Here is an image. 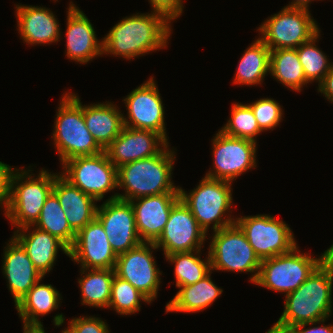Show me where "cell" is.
<instances>
[{
	"label": "cell",
	"mask_w": 333,
	"mask_h": 333,
	"mask_svg": "<svg viewBox=\"0 0 333 333\" xmlns=\"http://www.w3.org/2000/svg\"><path fill=\"white\" fill-rule=\"evenodd\" d=\"M16 168H11L8 164L0 161V207L6 211L11 189V178Z\"/></svg>",
	"instance_id": "cell-40"
},
{
	"label": "cell",
	"mask_w": 333,
	"mask_h": 333,
	"mask_svg": "<svg viewBox=\"0 0 333 333\" xmlns=\"http://www.w3.org/2000/svg\"><path fill=\"white\" fill-rule=\"evenodd\" d=\"M52 192L57 196L70 227L77 233L96 218V199L57 175Z\"/></svg>",
	"instance_id": "cell-23"
},
{
	"label": "cell",
	"mask_w": 333,
	"mask_h": 333,
	"mask_svg": "<svg viewBox=\"0 0 333 333\" xmlns=\"http://www.w3.org/2000/svg\"><path fill=\"white\" fill-rule=\"evenodd\" d=\"M32 228V231H28ZM13 237L26 250L33 265L43 276L53 269L59 249L69 256V249L60 240L34 226L14 231Z\"/></svg>",
	"instance_id": "cell-24"
},
{
	"label": "cell",
	"mask_w": 333,
	"mask_h": 333,
	"mask_svg": "<svg viewBox=\"0 0 333 333\" xmlns=\"http://www.w3.org/2000/svg\"><path fill=\"white\" fill-rule=\"evenodd\" d=\"M319 29L309 9L284 6L257 30L262 34L259 38L273 50L298 48L317 35Z\"/></svg>",
	"instance_id": "cell-9"
},
{
	"label": "cell",
	"mask_w": 333,
	"mask_h": 333,
	"mask_svg": "<svg viewBox=\"0 0 333 333\" xmlns=\"http://www.w3.org/2000/svg\"><path fill=\"white\" fill-rule=\"evenodd\" d=\"M211 272L197 283L179 287L177 294L166 304V312H199L216 301L223 290L211 280Z\"/></svg>",
	"instance_id": "cell-26"
},
{
	"label": "cell",
	"mask_w": 333,
	"mask_h": 333,
	"mask_svg": "<svg viewBox=\"0 0 333 333\" xmlns=\"http://www.w3.org/2000/svg\"><path fill=\"white\" fill-rule=\"evenodd\" d=\"M320 35L319 32L311 40L297 48L299 61L304 69L306 80L310 83L316 80L320 84L326 74L333 68V62H329L326 54L316 46Z\"/></svg>",
	"instance_id": "cell-33"
},
{
	"label": "cell",
	"mask_w": 333,
	"mask_h": 333,
	"mask_svg": "<svg viewBox=\"0 0 333 333\" xmlns=\"http://www.w3.org/2000/svg\"><path fill=\"white\" fill-rule=\"evenodd\" d=\"M314 0H292V2L287 5V7H295V8H305L309 9V3Z\"/></svg>",
	"instance_id": "cell-42"
},
{
	"label": "cell",
	"mask_w": 333,
	"mask_h": 333,
	"mask_svg": "<svg viewBox=\"0 0 333 333\" xmlns=\"http://www.w3.org/2000/svg\"><path fill=\"white\" fill-rule=\"evenodd\" d=\"M200 252L201 250L177 252L165 256L166 260L175 264L174 274L177 288L197 283L211 271L209 253L204 261L199 255Z\"/></svg>",
	"instance_id": "cell-32"
},
{
	"label": "cell",
	"mask_w": 333,
	"mask_h": 333,
	"mask_svg": "<svg viewBox=\"0 0 333 333\" xmlns=\"http://www.w3.org/2000/svg\"><path fill=\"white\" fill-rule=\"evenodd\" d=\"M318 92L324 94V96L333 103V68L326 74L323 81L318 84Z\"/></svg>",
	"instance_id": "cell-41"
},
{
	"label": "cell",
	"mask_w": 333,
	"mask_h": 333,
	"mask_svg": "<svg viewBox=\"0 0 333 333\" xmlns=\"http://www.w3.org/2000/svg\"><path fill=\"white\" fill-rule=\"evenodd\" d=\"M179 200V193H162L129 201L134 210L136 229L142 242L154 243L159 238L172 207Z\"/></svg>",
	"instance_id": "cell-19"
},
{
	"label": "cell",
	"mask_w": 333,
	"mask_h": 333,
	"mask_svg": "<svg viewBox=\"0 0 333 333\" xmlns=\"http://www.w3.org/2000/svg\"><path fill=\"white\" fill-rule=\"evenodd\" d=\"M61 175L72 185L100 201L105 193L118 189L117 168L106 151L65 161Z\"/></svg>",
	"instance_id": "cell-11"
},
{
	"label": "cell",
	"mask_w": 333,
	"mask_h": 333,
	"mask_svg": "<svg viewBox=\"0 0 333 333\" xmlns=\"http://www.w3.org/2000/svg\"><path fill=\"white\" fill-rule=\"evenodd\" d=\"M152 249H158L154 243L141 242L127 252L117 255L114 267L115 275L132 284L150 303L157 298L162 275L156 267Z\"/></svg>",
	"instance_id": "cell-13"
},
{
	"label": "cell",
	"mask_w": 333,
	"mask_h": 333,
	"mask_svg": "<svg viewBox=\"0 0 333 333\" xmlns=\"http://www.w3.org/2000/svg\"><path fill=\"white\" fill-rule=\"evenodd\" d=\"M87 129L97 144L105 150L124 128L123 114L112 102L84 105Z\"/></svg>",
	"instance_id": "cell-25"
},
{
	"label": "cell",
	"mask_w": 333,
	"mask_h": 333,
	"mask_svg": "<svg viewBox=\"0 0 333 333\" xmlns=\"http://www.w3.org/2000/svg\"><path fill=\"white\" fill-rule=\"evenodd\" d=\"M206 232L192 215L190 209L180 199L171 209L169 219L159 236L154 242L161 248L164 255L177 252H190L201 250L206 241Z\"/></svg>",
	"instance_id": "cell-15"
},
{
	"label": "cell",
	"mask_w": 333,
	"mask_h": 333,
	"mask_svg": "<svg viewBox=\"0 0 333 333\" xmlns=\"http://www.w3.org/2000/svg\"><path fill=\"white\" fill-rule=\"evenodd\" d=\"M213 168L206 177L229 182L255 168L257 142L249 139L231 137L218 130L212 139Z\"/></svg>",
	"instance_id": "cell-12"
},
{
	"label": "cell",
	"mask_w": 333,
	"mask_h": 333,
	"mask_svg": "<svg viewBox=\"0 0 333 333\" xmlns=\"http://www.w3.org/2000/svg\"><path fill=\"white\" fill-rule=\"evenodd\" d=\"M81 278L78 283L81 289L82 305L97 308H108L111 297V285L115 275L114 269L80 268ZM82 274H85L82 276Z\"/></svg>",
	"instance_id": "cell-30"
},
{
	"label": "cell",
	"mask_w": 333,
	"mask_h": 333,
	"mask_svg": "<svg viewBox=\"0 0 333 333\" xmlns=\"http://www.w3.org/2000/svg\"><path fill=\"white\" fill-rule=\"evenodd\" d=\"M40 281L16 305L24 326H43L39 316L57 309L62 298L59 291L51 284H39ZM61 296V297H60Z\"/></svg>",
	"instance_id": "cell-27"
},
{
	"label": "cell",
	"mask_w": 333,
	"mask_h": 333,
	"mask_svg": "<svg viewBox=\"0 0 333 333\" xmlns=\"http://www.w3.org/2000/svg\"><path fill=\"white\" fill-rule=\"evenodd\" d=\"M96 219L102 224L116 255L127 252L142 242L136 229L134 210L129 201L106 200L97 207Z\"/></svg>",
	"instance_id": "cell-16"
},
{
	"label": "cell",
	"mask_w": 333,
	"mask_h": 333,
	"mask_svg": "<svg viewBox=\"0 0 333 333\" xmlns=\"http://www.w3.org/2000/svg\"><path fill=\"white\" fill-rule=\"evenodd\" d=\"M228 122L220 130L231 137L249 139L256 142L262 132L257 124L251 107L247 104H232Z\"/></svg>",
	"instance_id": "cell-34"
},
{
	"label": "cell",
	"mask_w": 333,
	"mask_h": 333,
	"mask_svg": "<svg viewBox=\"0 0 333 333\" xmlns=\"http://www.w3.org/2000/svg\"><path fill=\"white\" fill-rule=\"evenodd\" d=\"M62 97L52 133L61 164L75 157L96 155L104 151L87 129L79 96L65 92Z\"/></svg>",
	"instance_id": "cell-4"
},
{
	"label": "cell",
	"mask_w": 333,
	"mask_h": 333,
	"mask_svg": "<svg viewBox=\"0 0 333 333\" xmlns=\"http://www.w3.org/2000/svg\"><path fill=\"white\" fill-rule=\"evenodd\" d=\"M300 252L296 246L288 253L262 260L254 284L285 295L290 294L333 252V244L319 258Z\"/></svg>",
	"instance_id": "cell-7"
},
{
	"label": "cell",
	"mask_w": 333,
	"mask_h": 333,
	"mask_svg": "<svg viewBox=\"0 0 333 333\" xmlns=\"http://www.w3.org/2000/svg\"><path fill=\"white\" fill-rule=\"evenodd\" d=\"M30 171L16 169L11 178L10 199L4 215L17 230L33 226L38 221L58 175L41 169L35 177Z\"/></svg>",
	"instance_id": "cell-5"
},
{
	"label": "cell",
	"mask_w": 333,
	"mask_h": 333,
	"mask_svg": "<svg viewBox=\"0 0 333 333\" xmlns=\"http://www.w3.org/2000/svg\"><path fill=\"white\" fill-rule=\"evenodd\" d=\"M168 144L157 155L139 159L117 168L118 188L125 194L115 193L107 200L131 201L140 197L162 193H179L172 179L175 151Z\"/></svg>",
	"instance_id": "cell-3"
},
{
	"label": "cell",
	"mask_w": 333,
	"mask_h": 333,
	"mask_svg": "<svg viewBox=\"0 0 333 333\" xmlns=\"http://www.w3.org/2000/svg\"><path fill=\"white\" fill-rule=\"evenodd\" d=\"M168 144L154 131L124 126L105 151L113 165L119 168L124 164L155 156Z\"/></svg>",
	"instance_id": "cell-18"
},
{
	"label": "cell",
	"mask_w": 333,
	"mask_h": 333,
	"mask_svg": "<svg viewBox=\"0 0 333 333\" xmlns=\"http://www.w3.org/2000/svg\"><path fill=\"white\" fill-rule=\"evenodd\" d=\"M277 81L292 91L301 92L306 80L297 48L273 49L270 52V72Z\"/></svg>",
	"instance_id": "cell-29"
},
{
	"label": "cell",
	"mask_w": 333,
	"mask_h": 333,
	"mask_svg": "<svg viewBox=\"0 0 333 333\" xmlns=\"http://www.w3.org/2000/svg\"><path fill=\"white\" fill-rule=\"evenodd\" d=\"M23 333H45L43 326H23Z\"/></svg>",
	"instance_id": "cell-43"
},
{
	"label": "cell",
	"mask_w": 333,
	"mask_h": 333,
	"mask_svg": "<svg viewBox=\"0 0 333 333\" xmlns=\"http://www.w3.org/2000/svg\"><path fill=\"white\" fill-rule=\"evenodd\" d=\"M140 301L150 304L132 284L114 275L108 308L114 309L120 315H130L140 311Z\"/></svg>",
	"instance_id": "cell-35"
},
{
	"label": "cell",
	"mask_w": 333,
	"mask_h": 333,
	"mask_svg": "<svg viewBox=\"0 0 333 333\" xmlns=\"http://www.w3.org/2000/svg\"><path fill=\"white\" fill-rule=\"evenodd\" d=\"M235 219L260 261L288 253L297 246L292 230L283 220L267 214Z\"/></svg>",
	"instance_id": "cell-10"
},
{
	"label": "cell",
	"mask_w": 333,
	"mask_h": 333,
	"mask_svg": "<svg viewBox=\"0 0 333 333\" xmlns=\"http://www.w3.org/2000/svg\"><path fill=\"white\" fill-rule=\"evenodd\" d=\"M69 257L85 269H114L117 260L104 228L96 218L76 233Z\"/></svg>",
	"instance_id": "cell-17"
},
{
	"label": "cell",
	"mask_w": 333,
	"mask_h": 333,
	"mask_svg": "<svg viewBox=\"0 0 333 333\" xmlns=\"http://www.w3.org/2000/svg\"><path fill=\"white\" fill-rule=\"evenodd\" d=\"M248 105L251 107L262 132L273 130L280 124L284 113L280 104L273 98H260Z\"/></svg>",
	"instance_id": "cell-36"
},
{
	"label": "cell",
	"mask_w": 333,
	"mask_h": 333,
	"mask_svg": "<svg viewBox=\"0 0 333 333\" xmlns=\"http://www.w3.org/2000/svg\"><path fill=\"white\" fill-rule=\"evenodd\" d=\"M231 183L204 176L198 186L188 194L179 187L180 199L190 209L206 234L210 224H213L211 229L214 232L235 223L236 219L228 214L233 204Z\"/></svg>",
	"instance_id": "cell-6"
},
{
	"label": "cell",
	"mask_w": 333,
	"mask_h": 333,
	"mask_svg": "<svg viewBox=\"0 0 333 333\" xmlns=\"http://www.w3.org/2000/svg\"><path fill=\"white\" fill-rule=\"evenodd\" d=\"M103 37V54L132 59L166 48L171 22L161 13H136L122 18Z\"/></svg>",
	"instance_id": "cell-1"
},
{
	"label": "cell",
	"mask_w": 333,
	"mask_h": 333,
	"mask_svg": "<svg viewBox=\"0 0 333 333\" xmlns=\"http://www.w3.org/2000/svg\"><path fill=\"white\" fill-rule=\"evenodd\" d=\"M153 12L163 14L170 22L183 12V0H149Z\"/></svg>",
	"instance_id": "cell-38"
},
{
	"label": "cell",
	"mask_w": 333,
	"mask_h": 333,
	"mask_svg": "<svg viewBox=\"0 0 333 333\" xmlns=\"http://www.w3.org/2000/svg\"><path fill=\"white\" fill-rule=\"evenodd\" d=\"M269 47L260 39H256L244 52L236 68L233 84L247 86L260 84L270 72Z\"/></svg>",
	"instance_id": "cell-28"
},
{
	"label": "cell",
	"mask_w": 333,
	"mask_h": 333,
	"mask_svg": "<svg viewBox=\"0 0 333 333\" xmlns=\"http://www.w3.org/2000/svg\"><path fill=\"white\" fill-rule=\"evenodd\" d=\"M333 252L295 291L285 296L284 311L272 327L329 319L332 314Z\"/></svg>",
	"instance_id": "cell-2"
},
{
	"label": "cell",
	"mask_w": 333,
	"mask_h": 333,
	"mask_svg": "<svg viewBox=\"0 0 333 333\" xmlns=\"http://www.w3.org/2000/svg\"><path fill=\"white\" fill-rule=\"evenodd\" d=\"M123 101L128 110V117L123 116L124 126L154 131L168 142L163 102L153 77L136 87Z\"/></svg>",
	"instance_id": "cell-14"
},
{
	"label": "cell",
	"mask_w": 333,
	"mask_h": 333,
	"mask_svg": "<svg viewBox=\"0 0 333 333\" xmlns=\"http://www.w3.org/2000/svg\"><path fill=\"white\" fill-rule=\"evenodd\" d=\"M208 253L211 271L250 272L255 283L261 261L236 223L214 231Z\"/></svg>",
	"instance_id": "cell-8"
},
{
	"label": "cell",
	"mask_w": 333,
	"mask_h": 333,
	"mask_svg": "<svg viewBox=\"0 0 333 333\" xmlns=\"http://www.w3.org/2000/svg\"><path fill=\"white\" fill-rule=\"evenodd\" d=\"M64 333H110L108 325L101 318L80 316L72 318Z\"/></svg>",
	"instance_id": "cell-37"
},
{
	"label": "cell",
	"mask_w": 333,
	"mask_h": 333,
	"mask_svg": "<svg viewBox=\"0 0 333 333\" xmlns=\"http://www.w3.org/2000/svg\"><path fill=\"white\" fill-rule=\"evenodd\" d=\"M326 319L314 323H303L289 327H271L266 333H333V325H325ZM323 323V326H313L305 328L308 325H317ZM305 328V329H303Z\"/></svg>",
	"instance_id": "cell-39"
},
{
	"label": "cell",
	"mask_w": 333,
	"mask_h": 333,
	"mask_svg": "<svg viewBox=\"0 0 333 333\" xmlns=\"http://www.w3.org/2000/svg\"><path fill=\"white\" fill-rule=\"evenodd\" d=\"M4 247L2 272L7 278L8 288L13 295L15 306L44 276L36 269L26 250L12 236Z\"/></svg>",
	"instance_id": "cell-21"
},
{
	"label": "cell",
	"mask_w": 333,
	"mask_h": 333,
	"mask_svg": "<svg viewBox=\"0 0 333 333\" xmlns=\"http://www.w3.org/2000/svg\"><path fill=\"white\" fill-rule=\"evenodd\" d=\"M67 9L66 56L86 64L103 54V40L98 41L93 25L78 6L70 2Z\"/></svg>",
	"instance_id": "cell-20"
},
{
	"label": "cell",
	"mask_w": 333,
	"mask_h": 333,
	"mask_svg": "<svg viewBox=\"0 0 333 333\" xmlns=\"http://www.w3.org/2000/svg\"><path fill=\"white\" fill-rule=\"evenodd\" d=\"M34 226L56 237L68 249L74 244L76 232L70 227L65 212L53 192L46 198L40 217Z\"/></svg>",
	"instance_id": "cell-31"
},
{
	"label": "cell",
	"mask_w": 333,
	"mask_h": 333,
	"mask_svg": "<svg viewBox=\"0 0 333 333\" xmlns=\"http://www.w3.org/2000/svg\"><path fill=\"white\" fill-rule=\"evenodd\" d=\"M17 26L28 45L59 42L61 29L53 12L46 7L16 5Z\"/></svg>",
	"instance_id": "cell-22"
}]
</instances>
